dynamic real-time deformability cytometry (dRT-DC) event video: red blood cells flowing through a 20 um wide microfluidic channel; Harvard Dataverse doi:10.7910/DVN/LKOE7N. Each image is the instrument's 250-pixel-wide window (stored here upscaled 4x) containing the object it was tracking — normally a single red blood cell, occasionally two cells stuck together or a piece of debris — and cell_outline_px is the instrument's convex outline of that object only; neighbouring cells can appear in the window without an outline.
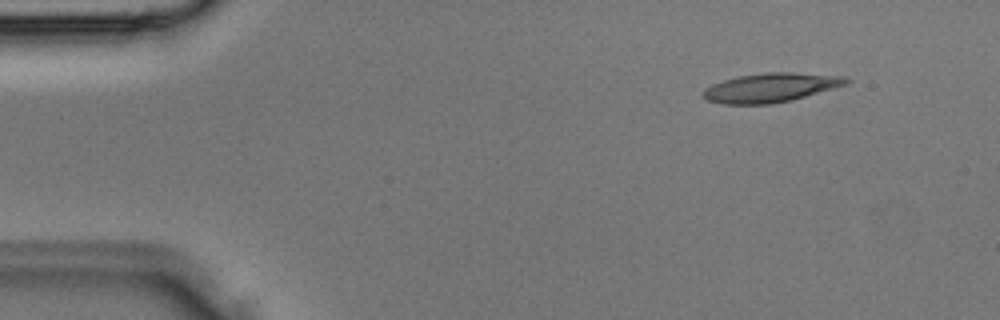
{"species": "Egyptian fruit bat (a non-hibernating species)", "species_latin": "Rousettus aegyptiacus", "temperature_condition": "room temperature", "stored_images_in_passage": 25, "camera_frame_rate_fps": 3000, "um_per_image_px": 0.085, "animal": {"sex": "male"}, "frame": {"image": 1, "passage_image": 1, "time_ms": 0.0, "image_size_px": [1000, 320], "cell_outline_px": [[852, 80], [848, 84], [792, 100], [772, 104], [724, 104], [708, 100], [704, 96], [704, 88], [712, 84], [724, 80], [740, 76], [764, 72], [796, 72], [844, 76]], "centroid_in_image_um": [65.56, 7.44], "position_along_channel_um": 19.4, "area_um2": 24.28}}
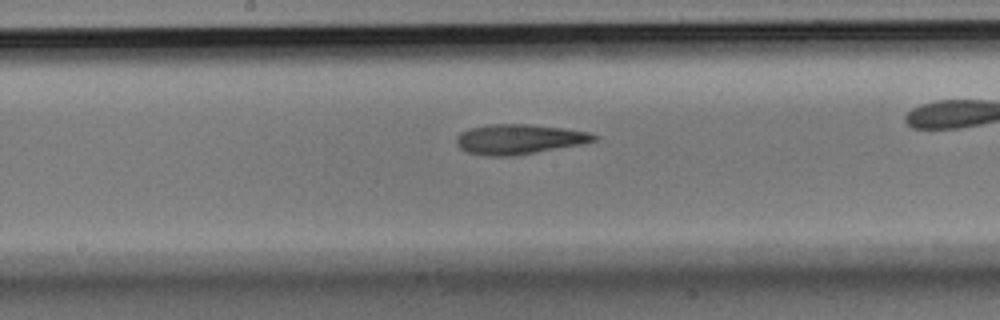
{"frame": {"image": 2, "passage_image": 15, "time_ms": 4.667, "image_size_px": [1000, 320], "cell_outline_px": [[600, 136], [596, 140], [580, 144], [512, 156], [484, 156], [468, 152], [460, 148], [456, 144], [456, 136], [460, 132], [472, 128], [492, 124], [528, 124], [560, 128], [588, 132]], "centroid_in_image_um": [44.08, 11.83], "position_along_channel_um": 204.1, "area_um2": 23.7}}